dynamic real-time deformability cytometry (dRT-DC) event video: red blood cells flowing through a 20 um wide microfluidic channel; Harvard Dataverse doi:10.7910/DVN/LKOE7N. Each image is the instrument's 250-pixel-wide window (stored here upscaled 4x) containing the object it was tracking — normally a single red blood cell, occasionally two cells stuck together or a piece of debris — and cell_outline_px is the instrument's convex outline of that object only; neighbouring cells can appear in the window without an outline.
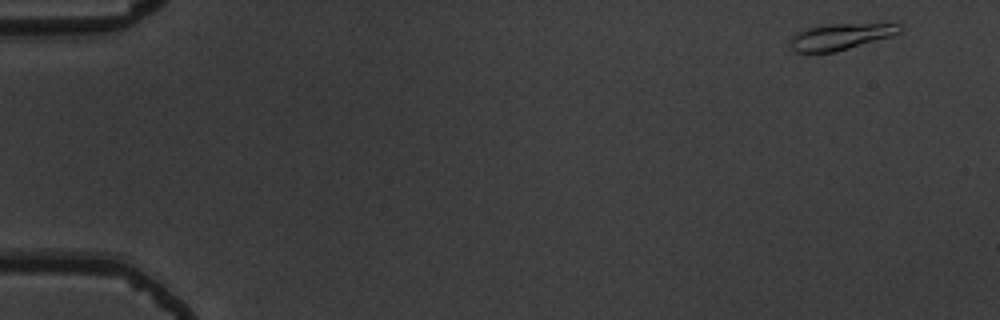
{"species": "common noctule bat (a hibernating species)", "species_latin": "Nyctalus noctula", "temperature_condition": "warm", "stored_images_in_passage": 52, "camera_frame_rate_fps": 3000, "um_per_image_px": 0.085, "animal": {"sex": "male", "body_mass_g": 19.5, "forearm_length_mm": 54.6}, "frame": {"image": 1, "passage_image": 1, "time_ms": 0.0, "image_size_px": [1000, 320], "cell_outline_px": [[904, 28], [900, 32], [888, 36], [836, 52], [796, 52], [792, 48], [788, 40], [796, 32], [808, 28], [824, 24], [900, 24]], "centroid_in_image_um": [71.37, 3.11], "position_along_channel_um": 13.6, "area_um2": 16.47}}
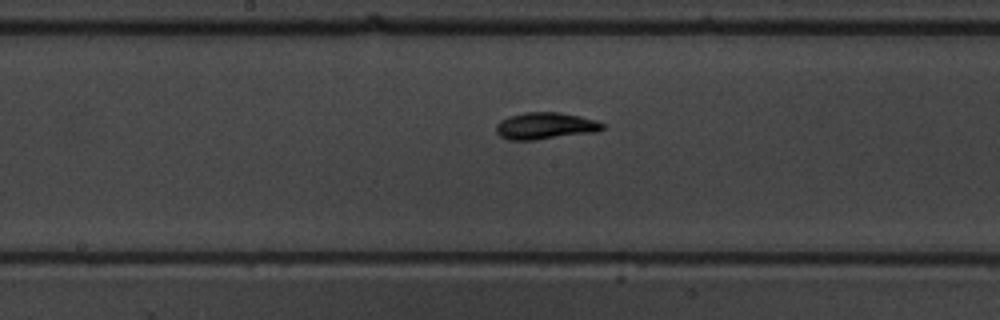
{"frame": {"image": 2, "passage_image": 27, "time_ms": 8.667, "image_size_px": [1000, 320], "cell_outline_px": [[604, 128], [596, 132], [536, 140], [508, 140], [500, 136], [496, 132], [496, 124], [500, 120], [508, 116], [524, 112], [560, 112], [580, 116], [596, 120], [604, 124]], "centroid_in_image_um": [46.33, 10.7], "position_along_channel_um": 201.9, "area_um2": 16.82}}
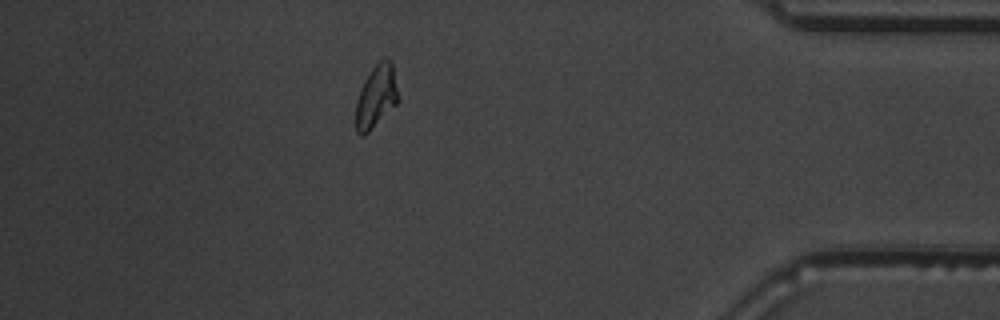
{"frame": {"image": 3, "passage_image": 46, "time_ms": 15.0, "image_size_px": [1000, 320], "cell_outline_px": [[400, 100], [364, 136], [360, 136], [356, 132], [356, 100], [364, 80], [372, 68], [384, 56], [392, 60], [400, 96]], "centroid_in_image_um": [32.01, 8.16], "position_along_channel_um": 403.2, "area_um2": 15.78}, "authors_computed_cell_mechanics": {"area_um2": 15.8083, "velocity_mm_per_s": 3.7533, "shape_relaxation_time_tau1_ms": 2.6349, "shape_relaxation_time_tau2_ms": 2.3097, "deformation_change_tau1": 0.1503, "deformation_change_tau2": 0.0767}}